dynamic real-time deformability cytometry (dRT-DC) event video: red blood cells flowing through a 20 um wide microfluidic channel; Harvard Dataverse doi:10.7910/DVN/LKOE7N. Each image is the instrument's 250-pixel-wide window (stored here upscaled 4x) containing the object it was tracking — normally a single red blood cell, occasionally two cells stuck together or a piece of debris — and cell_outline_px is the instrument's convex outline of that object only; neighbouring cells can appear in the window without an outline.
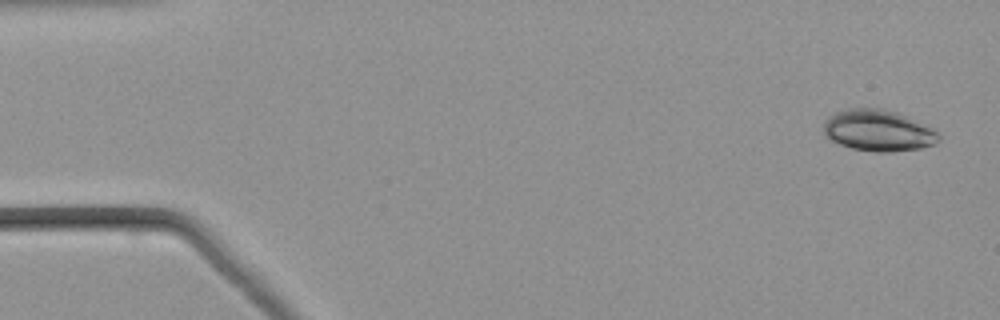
{"species": "common noctule bat (a hibernating species)", "species_latin": "Nyctalus noctula", "temperature_condition": "warm", "stored_images_in_passage": 51, "camera_frame_rate_fps": 3000, "um_per_image_px": 0.085, "animal": {"sex": "male", "body_mass_g": 21.5, "forearm_length_mm": 52.0}, "frame": {"image": 1, "passage_image": 1, "time_ms": 0.0, "image_size_px": [1000, 320], "cell_outline_px": [[940, 140], [936, 144], [920, 148], [892, 152], [872, 152], [852, 148], [840, 144], [824, 136], [824, 120], [828, 116], [836, 112], [848, 108], [884, 108], [896, 112], [932, 128], [940, 136]], "centroid_in_image_um": [74.63, 11.1], "position_along_channel_um": 10.4, "area_um2": 27.8}}
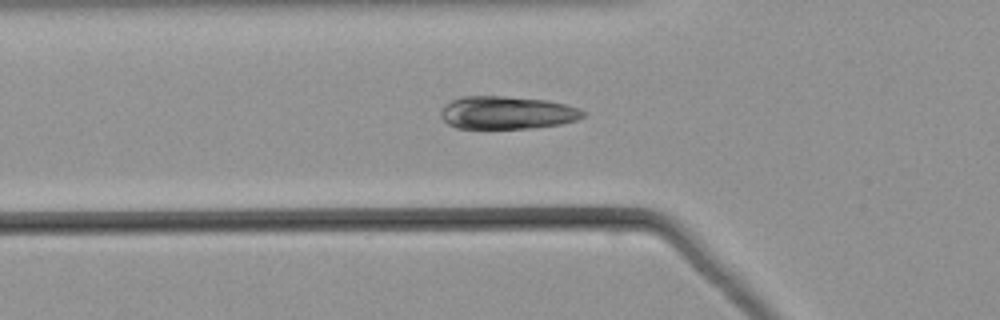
{"frame": {"image": 2, "passage_image": 17, "time_ms": 5.333, "image_size_px": [1000, 320], "cell_outline_px": [[584, 116], [576, 120], [560, 124], [532, 128], [456, 128], [448, 124], [440, 116], [440, 112], [444, 104], [452, 100], [464, 96], [504, 96], [548, 100], [568, 104], [580, 108], [584, 112]], "centroid_in_image_um": [43.1, 9.57], "position_along_channel_um": 82.7, "area_um2": 27.4}}
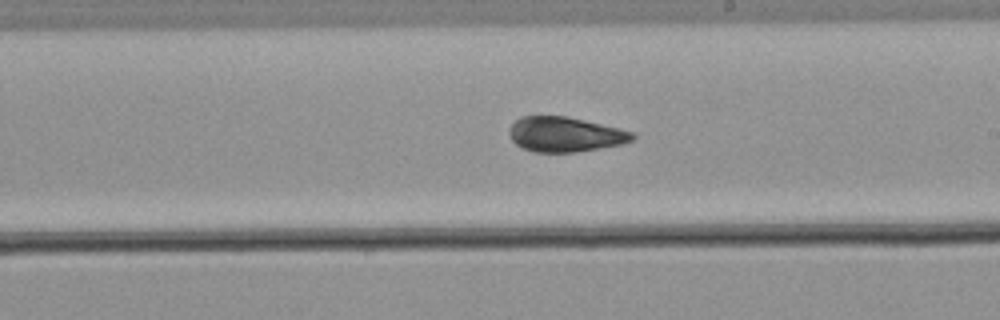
{"frame": {"image": 3, "passage_image": 29, "time_ms": 9.333, "image_size_px": [1000, 320], "cell_outline_px": [[636, 136], [632, 140], [620, 144], [600, 148], [576, 152], [532, 152], [520, 148], [512, 140], [508, 132], [512, 124], [520, 116], [568, 116], [620, 128], [632, 132]], "centroid_in_image_um": [48.0, 11.42], "position_along_channel_um": 241.0, "area_um2": 25.14}}